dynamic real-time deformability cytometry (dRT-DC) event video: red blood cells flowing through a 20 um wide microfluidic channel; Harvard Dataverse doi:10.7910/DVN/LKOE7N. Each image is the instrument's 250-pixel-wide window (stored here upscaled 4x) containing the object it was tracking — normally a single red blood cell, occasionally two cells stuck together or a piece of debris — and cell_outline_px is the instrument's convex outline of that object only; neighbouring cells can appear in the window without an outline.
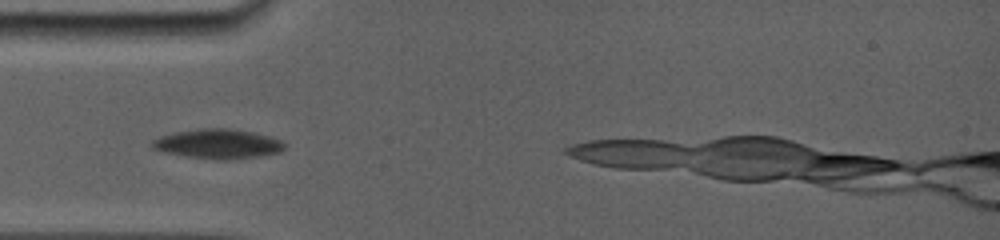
{"species": "common noctule bat (a hibernating species)", "species_latin": "Nyctalus noctula", "temperature_condition": "room temperature", "stored_images_in_passage": 40, "camera_frame_rate_fps": 5000, "um_per_image_px": 0.085, "animal": {"sex": "female", "body_mass_g": 19.0, "forearm_length_mm": 56.7}, "frame": {"image": 1, "passage_image": 1, "time_ms": 0.0, "image_size_px": [1000, 240], "cell_outline_px": [[284, 148], [280, 152], [256, 156], [228, 160], [216, 160], [188, 156], [164, 152], [152, 148], [152, 140], [160, 136], [176, 132], [196, 128], [228, 128], [252, 132], [268, 136], [280, 140], [284, 144]], "centroid_in_image_um": [18.49, 12.22], "position_along_channel_um": 66.5, "area_um2": 22.6}}
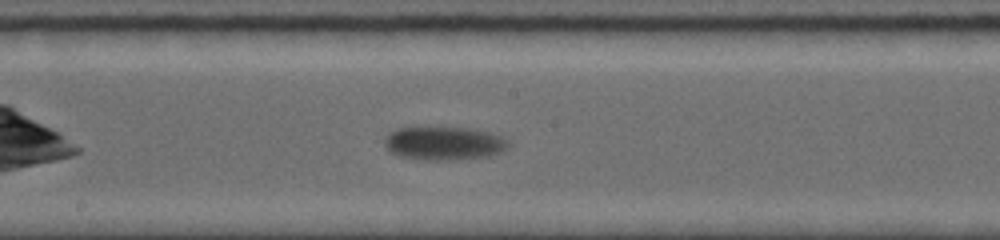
{"frame": {"image": 2, "passage_image": 15, "time_ms": 4.0, "image_size_px": [1000, 240], "cell_outline_px": [[508, 148], [500, 152], [488, 156], [444, 160], [424, 160], [400, 156], [392, 152], [384, 144], [384, 140], [388, 132], [396, 128], [468, 128], [488, 132], [504, 136], [508, 140]], "centroid_in_image_um": [37.74, 12.18], "position_along_channel_um": 210.5, "area_um2": 23.93}}
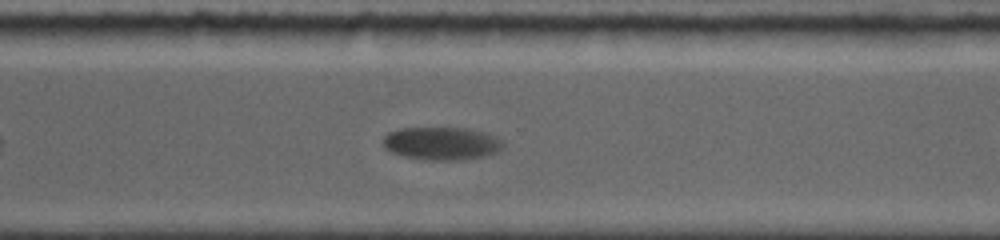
{"frame": {"image": 3, "passage_image": 28, "time_ms": 7.4, "image_size_px": [1000, 240], "cell_outline_px": [[504, 144], [496, 152], [484, 156], [460, 160], [432, 160], [404, 156], [392, 152], [384, 148], [384, 136], [388, 132], [396, 128], [468, 128], [484, 132], [496, 136]], "centroid_in_image_um": [37.52, 12.18], "position_along_channel_um": 333.1, "area_um2": 22.95}}